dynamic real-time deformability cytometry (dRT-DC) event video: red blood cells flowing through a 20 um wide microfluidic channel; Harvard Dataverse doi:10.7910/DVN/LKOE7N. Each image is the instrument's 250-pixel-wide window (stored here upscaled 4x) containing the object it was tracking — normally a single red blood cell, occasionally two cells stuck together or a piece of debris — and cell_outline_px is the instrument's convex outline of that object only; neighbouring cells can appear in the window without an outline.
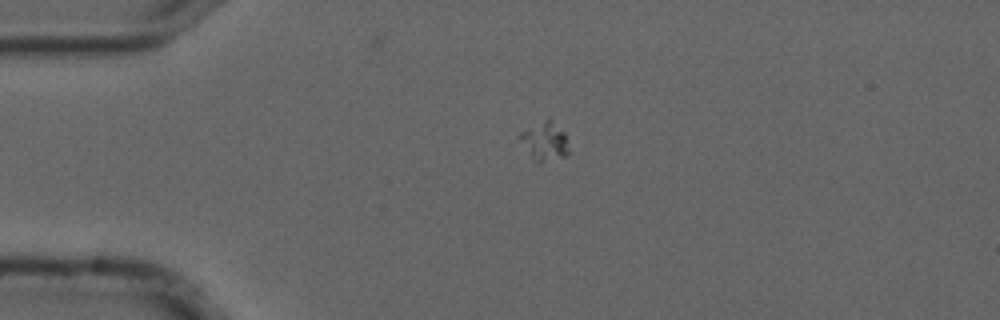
{"species": "common noctule bat (a hibernating species)", "species_latin": "Nyctalus noctula", "temperature_condition": "cold", "stored_images_in_passage": 37, "camera_frame_rate_fps": 3000, "um_per_image_px": 0.085, "animal": {"sex": "male", "forearm_length_mm": 52.5}, "frame": {"image": 1, "passage_image": 6, "time_ms": 1.667, "image_size_px": [1000, 320], "cell_outline_px": [[568, 156], [540, 164], [532, 156], [520, 140], [520, 132], [548, 116], [564, 132], [568, 148]], "centroid_in_image_um": [46.33, 11.99], "position_along_channel_um": 38.7, "area_um2": 10.98}}
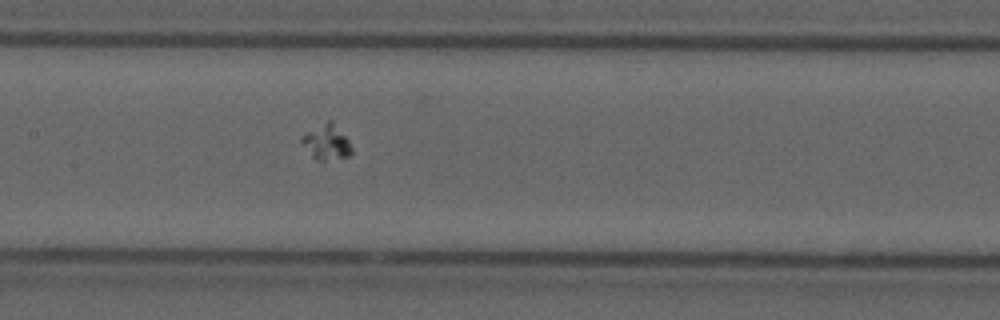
{"frame": {"image": 2, "passage_image": 20, "time_ms": 6.333, "image_size_px": [1000, 320], "cell_outline_px": [[352, 152], [348, 156], [324, 164], [316, 160], [312, 156], [300, 140], [300, 136], [328, 120], [332, 120], [348, 140], [352, 148]], "centroid_in_image_um": [27.76, 12.14], "position_along_channel_um": 179.6, "area_um2": 10.4}}
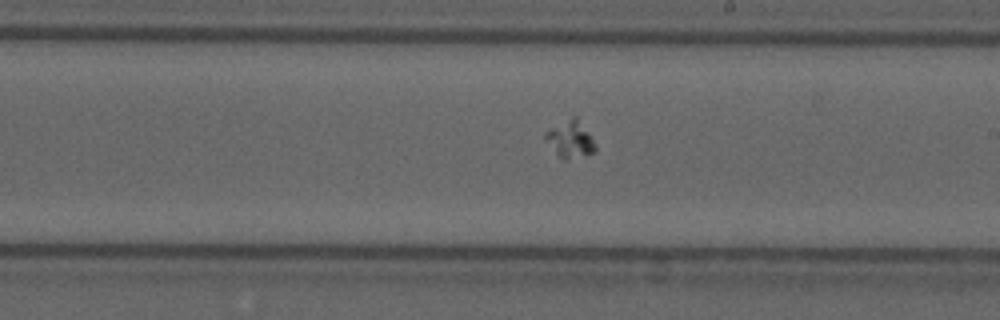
{"frame": {"image": 3, "passage_image": 25, "time_ms": 8.0, "image_size_px": [1000, 320], "cell_outline_px": [[596, 152], [568, 160], [564, 160], [556, 152], [544, 136], [544, 132], [572, 116], [576, 116], [592, 136], [596, 148]], "centroid_in_image_um": [48.51, 11.83], "position_along_channel_um": 240.5, "area_um2": 10.58}}